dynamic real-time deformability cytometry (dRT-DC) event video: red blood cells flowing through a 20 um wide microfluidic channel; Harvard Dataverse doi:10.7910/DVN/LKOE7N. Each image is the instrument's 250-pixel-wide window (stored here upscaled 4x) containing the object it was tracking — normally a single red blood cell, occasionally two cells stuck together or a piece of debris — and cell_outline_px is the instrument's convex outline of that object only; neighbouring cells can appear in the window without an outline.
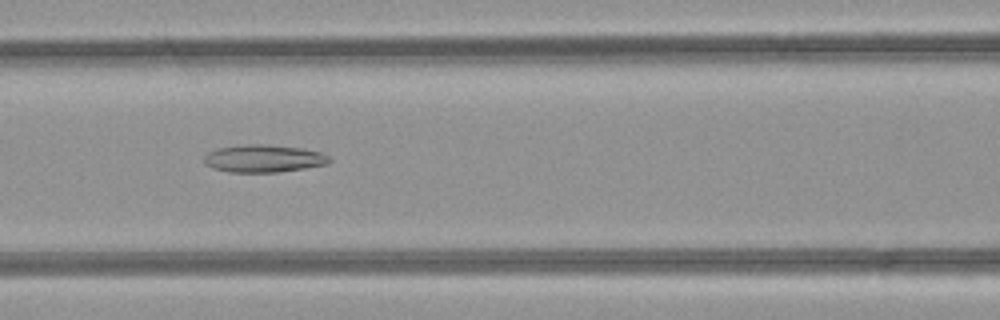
{"species": "common noctule bat (a hibernating species)", "species_latin": "Nyctalus noctula", "temperature_condition": "room temperature", "stored_images_in_passage": 47, "camera_frame_rate_fps": 3000, "um_per_image_px": 0.085, "animal": {"sex": "female", "body_mass_g": 21.9}, "frame": {"image": 1, "passage_image": 19, "time_ms": 6.0, "image_size_px": [1000, 320], "cell_outline_px": [[332, 160], [328, 164], [280, 172], [228, 172], [212, 168], [204, 164], [204, 156], [208, 152], [220, 148], [252, 144], [268, 144], [300, 148], [320, 152], [332, 156]], "centroid_in_image_um": [22.44, 13.48], "position_along_channel_um": 144.2, "area_um2": 20.17}}
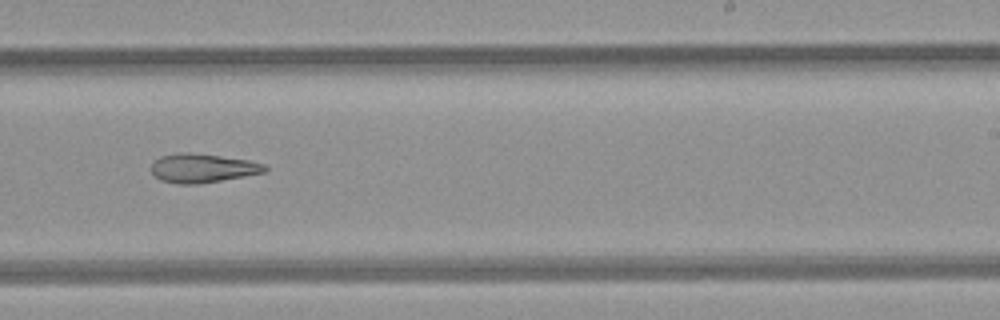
{"frame": {"image": 2, "passage_image": 28, "time_ms": 9.0, "image_size_px": [1000, 320], "cell_outline_px": [[268, 172], [196, 184], [180, 184], [160, 180], [152, 172], [152, 164], [160, 156], [180, 152], [188, 152], [220, 156], [248, 160], [264, 164], [268, 168]], "centroid_in_image_um": [17.23, 14.29], "position_along_channel_um": 271.8, "area_um2": 18.96}}
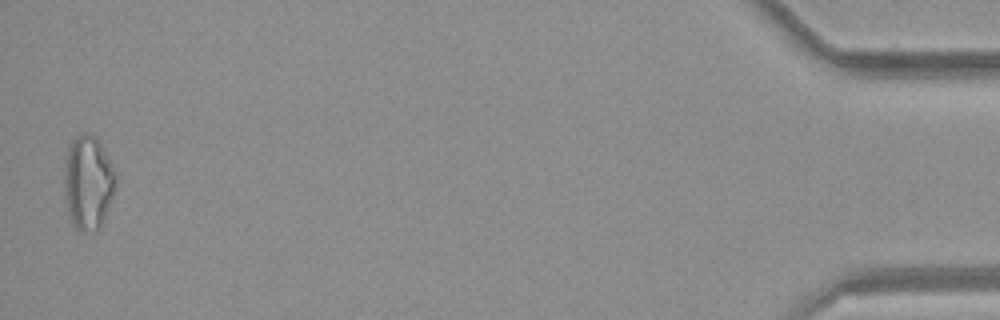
{"frame": {"image": 3, "passage_image": 46, "time_ms": 15.0, "image_size_px": [1000, 320], "cell_outline_px": [[116, 184], [112, 196], [100, 228], [92, 232], [80, 232], [72, 224], [68, 216], [64, 196], [64, 164], [68, 148], [72, 140], [76, 136], [84, 132], [96, 136], [112, 164], [116, 172]], "centroid_in_image_um": [7.46, 15.52], "position_along_channel_um": 427.7, "area_um2": 28.55}}